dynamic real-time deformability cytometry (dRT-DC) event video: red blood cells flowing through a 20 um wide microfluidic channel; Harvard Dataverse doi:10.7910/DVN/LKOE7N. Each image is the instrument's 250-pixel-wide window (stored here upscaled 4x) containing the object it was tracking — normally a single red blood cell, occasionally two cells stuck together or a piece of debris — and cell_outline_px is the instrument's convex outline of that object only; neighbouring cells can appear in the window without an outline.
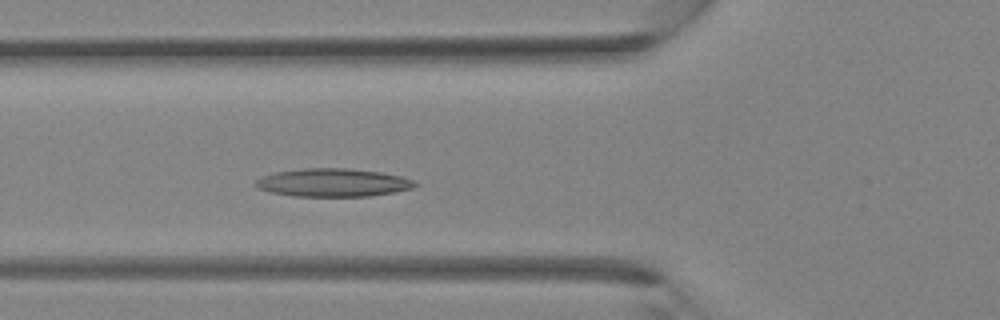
{"species": "Egyptian fruit bat (a non-hibernating species)", "species_latin": "Rousettus aegyptiacus", "temperature_condition": "room temperature", "stored_images_in_passage": 33, "camera_frame_rate_fps": 3000, "um_per_image_px": 0.085, "animal": {"sex": "female"}, "frame": {"image": 1, "passage_image": 10, "time_ms": 3.0, "image_size_px": [1000, 320], "cell_outline_px": [[420, 184], [412, 188], [392, 192], [368, 196], [292, 196], [272, 192], [256, 188], [252, 184], [260, 176], [272, 172], [300, 168], [348, 168], [380, 172], [400, 176], [412, 180]], "centroid_in_image_um": [28.22, 15.51], "position_along_channel_um": 97.6, "area_um2": 26.3}}
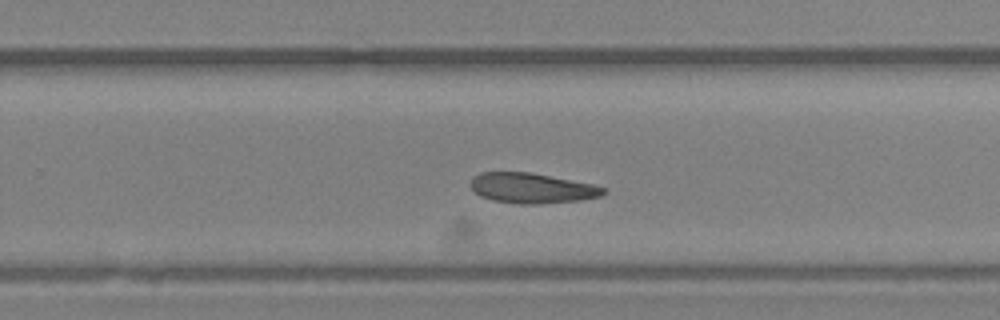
{"frame": {"image": 2, "passage_image": 20, "time_ms": 6.333, "image_size_px": [1000, 320], "cell_outline_px": [[608, 192], [600, 196], [580, 200], [536, 204], [520, 204], [492, 200], [480, 196], [468, 184], [472, 176], [480, 172], [532, 172], [592, 184], [608, 188]], "centroid_in_image_um": [45.2, 15.98], "position_along_channel_um": 284.6, "area_um2": 23.58}}
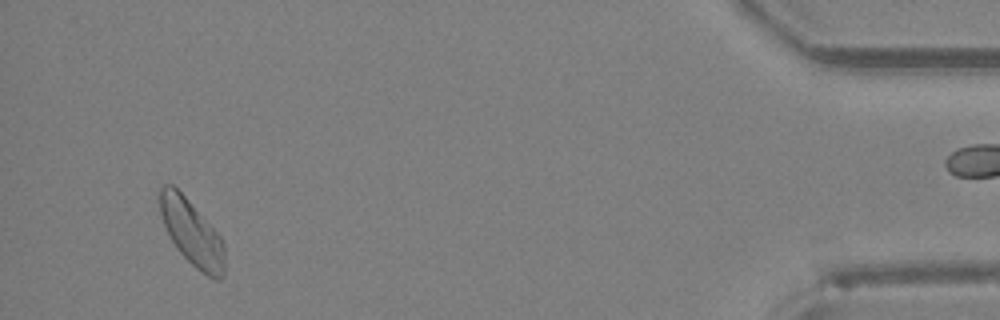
{"frame": {"image": 3, "passage_image": 31, "time_ms": 10.0, "image_size_px": [1000, 320], "cell_outline_px": [[224, 276], [220, 280], [212, 280], [196, 268], [176, 248], [164, 224], [160, 212], [160, 188], [164, 184], [172, 184], [188, 200], [220, 236], [224, 244]], "centroid_in_image_um": [16.32, 19.82], "position_along_channel_um": 418.9, "area_um2": 24.39}}